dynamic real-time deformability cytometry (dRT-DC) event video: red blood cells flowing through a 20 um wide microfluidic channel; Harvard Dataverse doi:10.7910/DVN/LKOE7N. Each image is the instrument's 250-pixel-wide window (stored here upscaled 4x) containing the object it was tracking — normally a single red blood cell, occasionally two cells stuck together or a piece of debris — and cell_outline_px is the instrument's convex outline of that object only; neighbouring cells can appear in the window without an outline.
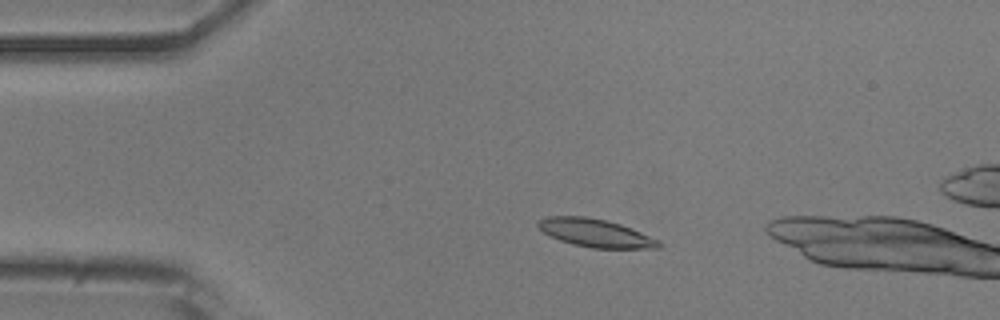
{"species": "common noctule bat (a hibernating species)", "species_latin": "Nyctalus noctula", "temperature_condition": "room temperature", "stored_images_in_passage": 13, "camera_frame_rate_fps": 3000, "um_per_image_px": 0.085, "animal": {"sex": "male", "body_mass_g": 20.5, "forearm_length_mm": 52.5}, "frame": {"image": 1, "passage_image": 10, "time_ms": 3.0, "image_size_px": [1000, 320], "cell_outline_px": [[664, 244], [660, 248], [592, 248], [572, 244], [560, 240], [544, 232], [536, 224], [536, 220], [548, 216], [588, 216], [608, 220], [632, 228], [660, 240]], "centroid_in_image_um": [50.65, 19.79], "position_along_channel_um": 34.4, "area_um2": 19.94}}